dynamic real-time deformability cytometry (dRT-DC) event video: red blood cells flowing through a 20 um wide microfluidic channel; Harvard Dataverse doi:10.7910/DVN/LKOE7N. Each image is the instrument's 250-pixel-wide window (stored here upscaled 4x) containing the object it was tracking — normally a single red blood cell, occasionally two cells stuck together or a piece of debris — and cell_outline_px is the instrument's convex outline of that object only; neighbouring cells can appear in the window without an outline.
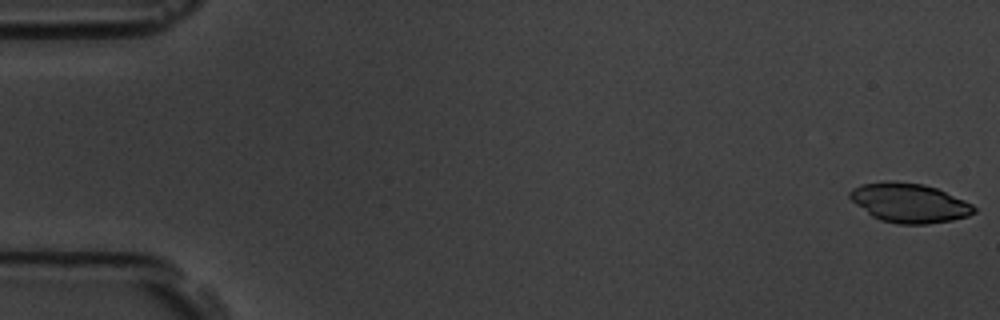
{"species": "common noctule bat (a hibernating species)", "species_latin": "Nyctalus noctula", "temperature_condition": "room temperature", "stored_images_in_passage": 57, "camera_frame_rate_fps": 3000, "um_per_image_px": 0.085, "animal": {"sex": "male", "body_mass_g": 19.5, "forearm_length_mm": 54.6}, "frame": {"image": 1, "passage_image": 1, "time_ms": 0.0, "image_size_px": [1000, 320], "cell_outline_px": [[976, 212], [968, 216], [952, 220], [928, 224], [900, 224], [880, 220], [872, 216], [856, 204], [848, 196], [848, 192], [852, 188], [860, 184], [924, 184], [936, 188], [964, 200], [972, 204], [976, 208]], "centroid_in_image_um": [77.32, 17.29], "position_along_channel_um": 7.7, "area_um2": 27.57}}